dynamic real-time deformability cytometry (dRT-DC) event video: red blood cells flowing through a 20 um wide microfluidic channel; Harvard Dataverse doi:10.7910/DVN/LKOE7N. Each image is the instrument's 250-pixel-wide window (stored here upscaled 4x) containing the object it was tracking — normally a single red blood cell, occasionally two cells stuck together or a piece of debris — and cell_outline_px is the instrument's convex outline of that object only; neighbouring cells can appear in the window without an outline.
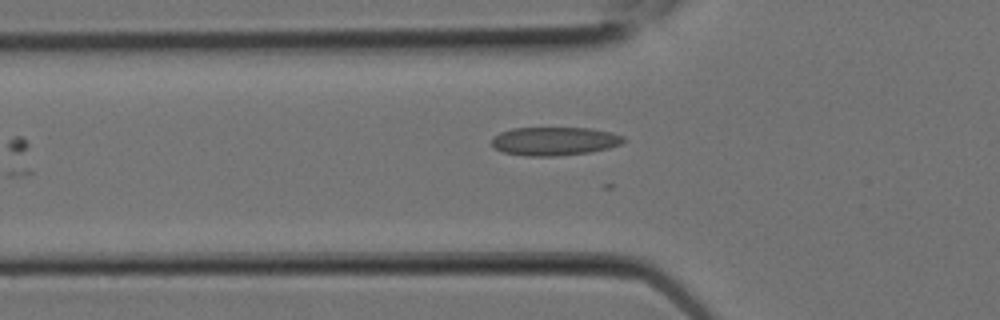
{"species": "Egyptian fruit bat (a non-hibernating species)", "species_latin": "Rousettus aegyptiacus", "temperature_condition": "room temperature", "stored_images_in_passage": 6, "camera_frame_rate_fps": 3000, "um_per_image_px": 0.085, "animal": {"sex": "female"}, "frame": {"image": 1, "passage_image": 6, "time_ms": 1.667, "image_size_px": [1000, 320], "cell_outline_px": [[624, 140], [620, 144], [608, 148], [592, 152], [556, 156], [528, 156], [504, 152], [496, 148], [492, 144], [492, 136], [500, 132], [512, 128], [592, 128], [612, 132], [624, 136]], "centroid_in_image_um": [47.14, 11.99], "position_along_channel_um": 78.7, "area_um2": 21.91}}